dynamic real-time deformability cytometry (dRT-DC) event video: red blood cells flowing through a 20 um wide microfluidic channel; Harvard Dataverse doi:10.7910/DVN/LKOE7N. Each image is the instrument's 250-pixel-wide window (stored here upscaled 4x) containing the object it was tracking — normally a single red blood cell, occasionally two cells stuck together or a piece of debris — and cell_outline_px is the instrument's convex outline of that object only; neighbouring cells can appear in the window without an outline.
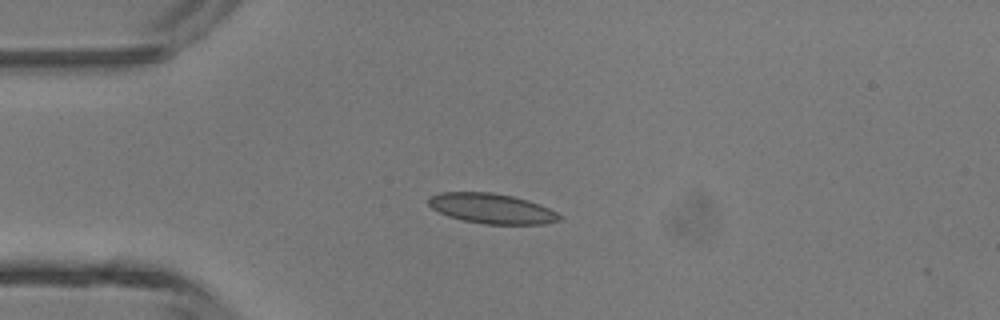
{"species": "common noctule bat (a hibernating species)", "species_latin": "Nyctalus noctula", "temperature_condition": "room temperature", "stored_images_in_passage": 4, "camera_frame_rate_fps": 3000, "um_per_image_px": 0.085, "animal": {"sex": "male", "body_mass_g": 13.3}, "frame": {"image": 1, "passage_image": 3, "time_ms": 3.0, "image_size_px": [1000, 320], "cell_outline_px": [[564, 216], [560, 220], [544, 224], [484, 224], [464, 220], [448, 216], [432, 208], [428, 204], [428, 196], [440, 192], [492, 192], [512, 196], [528, 200], [540, 204]], "centroid_in_image_um": [41.8, 17.72], "position_along_channel_um": 43.2, "area_um2": 23.0}}